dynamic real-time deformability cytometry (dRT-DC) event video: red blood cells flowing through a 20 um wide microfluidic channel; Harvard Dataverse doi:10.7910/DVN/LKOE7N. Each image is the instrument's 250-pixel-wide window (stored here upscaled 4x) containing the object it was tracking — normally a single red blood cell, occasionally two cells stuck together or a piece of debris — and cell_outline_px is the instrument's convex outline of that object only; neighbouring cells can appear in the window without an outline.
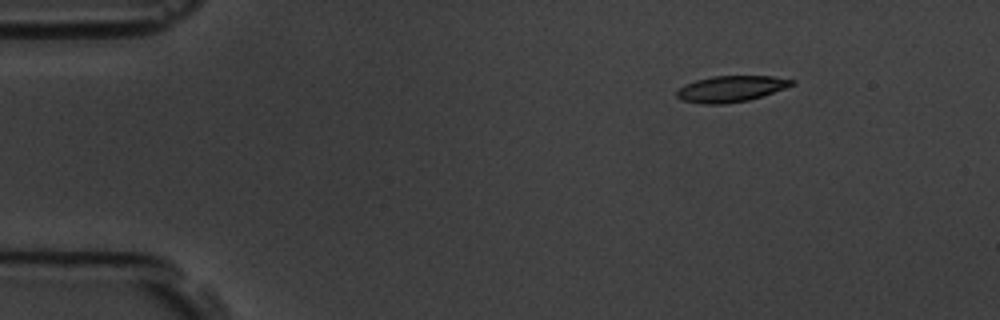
{"species": "common noctule bat (a hibernating species)", "species_latin": "Nyctalus noctula", "temperature_condition": "room temperature", "stored_images_in_passage": 3, "camera_frame_rate_fps": 3000, "um_per_image_px": 0.085, "animal": {"sex": "male", "body_mass_g": 19.5, "forearm_length_mm": 54.6}, "frame": {"image": 1, "passage_image": 1, "time_ms": 0.0, "image_size_px": [1000, 320], "cell_outline_px": [[796, 84], [764, 96], [748, 100], [724, 104], [700, 104], [680, 100], [676, 96], [676, 92], [684, 84], [696, 80], [712, 76], [772, 76], [796, 80]], "centroid_in_image_um": [62.14, 7.55], "position_along_channel_um": 22.9, "area_um2": 17.74}}